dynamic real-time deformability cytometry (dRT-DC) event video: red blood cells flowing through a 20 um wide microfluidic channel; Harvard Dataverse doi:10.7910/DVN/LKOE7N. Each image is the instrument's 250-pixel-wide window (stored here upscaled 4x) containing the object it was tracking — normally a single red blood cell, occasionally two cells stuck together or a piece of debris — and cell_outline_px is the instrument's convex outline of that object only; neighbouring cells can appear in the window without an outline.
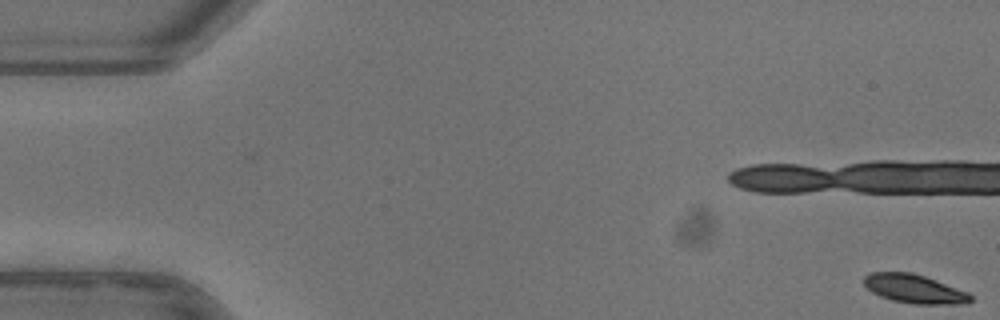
{"species": "common noctule bat (a hibernating species)", "species_latin": "Nyctalus noctula", "temperature_condition": "warm", "stored_images_in_passage": 42, "camera_frame_rate_fps": 3000, "um_per_image_px": 0.085, "animal": {"sex": "female"}, "frame": {"image": 1, "passage_image": 1, "time_ms": 0.0, "image_size_px": [1000, 320], "cell_outline_px": [[972, 300], [968, 304], [912, 304], [892, 300], [880, 296], [872, 292], [864, 284], [864, 276], [872, 272], [912, 272], [936, 280], [968, 292], [972, 296]], "centroid_in_image_um": [77.74, 24.56], "position_along_channel_um": 7.3, "area_um2": 17.92}}